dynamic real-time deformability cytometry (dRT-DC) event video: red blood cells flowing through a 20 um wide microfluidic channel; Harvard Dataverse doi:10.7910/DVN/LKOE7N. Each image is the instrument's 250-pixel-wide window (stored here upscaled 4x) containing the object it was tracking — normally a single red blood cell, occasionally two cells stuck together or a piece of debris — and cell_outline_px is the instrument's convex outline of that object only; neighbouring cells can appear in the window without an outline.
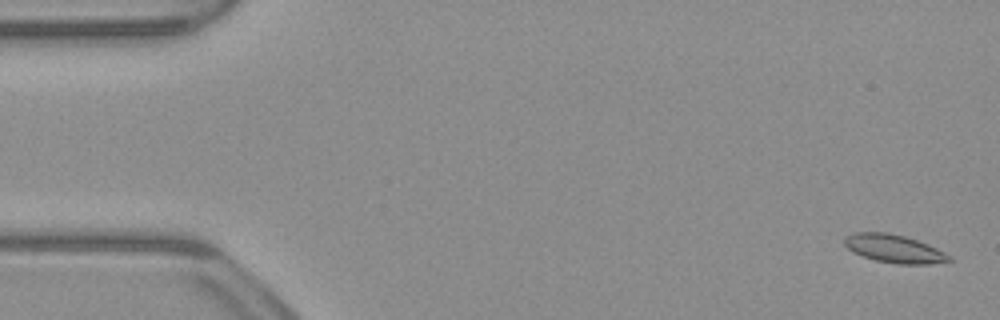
{"species": "common noctule bat (a hibernating species)", "species_latin": "Nyctalus noctula", "temperature_condition": "warm", "stored_images_in_passage": 53, "camera_frame_rate_fps": 3000, "um_per_image_px": 0.085, "animal": {"sex": "male", "body_mass_g": 23.1, "forearm_length_mm": 52.7}, "frame": {"image": 1, "passage_image": 2, "time_ms": 0.333, "image_size_px": [1000, 320], "cell_outline_px": [[952, 260], [928, 264], [896, 264], [876, 260], [852, 252], [844, 244], [844, 236], [856, 232], [888, 232], [904, 236], [928, 244], [952, 256]], "centroid_in_image_um": [75.98, 21.13], "position_along_channel_um": 9.0, "area_um2": 17.11}}
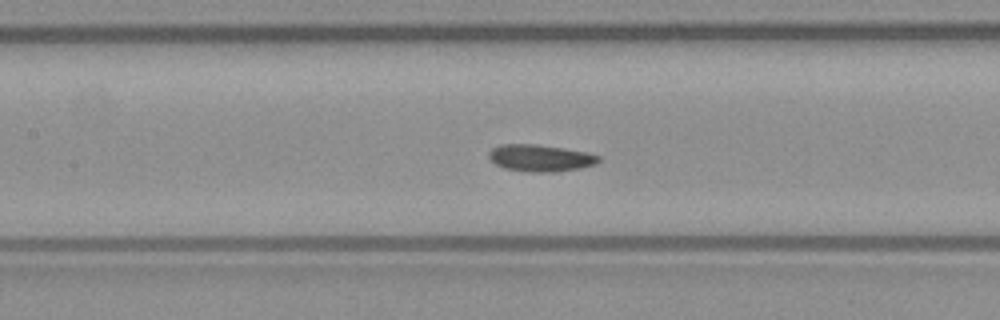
{"frame": {"image": 2, "passage_image": 24, "time_ms": 7.667, "image_size_px": [1000, 320], "cell_outline_px": [[600, 160], [596, 164], [580, 168], [556, 172], [528, 172], [504, 168], [496, 164], [488, 156], [488, 152], [492, 148], [500, 144], [536, 144], [564, 148], [588, 152], [600, 156]], "centroid_in_image_um": [45.94, 13.43], "position_along_channel_um": 161.5, "area_um2": 17.34}}
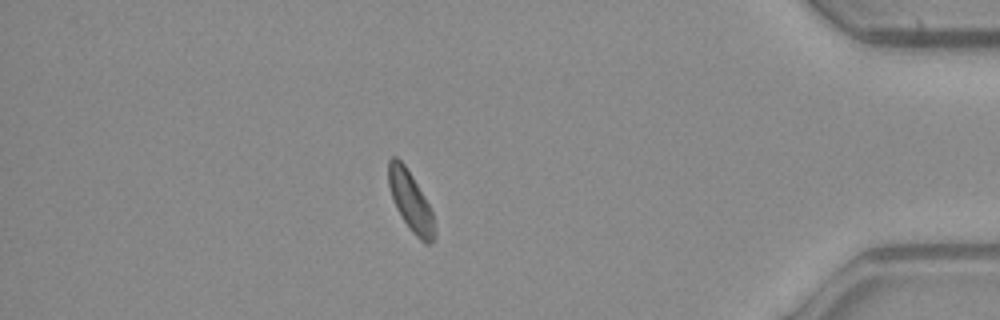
{"frame": {"image": 3, "passage_image": 46, "time_ms": 15.0, "image_size_px": [1000, 320], "cell_outline_px": [[436, 236], [428, 244], [424, 244], [408, 228], [396, 208], [388, 184], [388, 160], [392, 156], [396, 156], [404, 164], [412, 176], [428, 204], [432, 212], [436, 232]], "centroid_in_image_um": [34.89, 17.13], "position_along_channel_um": 400.3, "area_um2": 15.9}, "authors_computed_cell_mechanics": {"area_um2": 16.8198, "velocity_mm_per_s": 3.886, "shape_relaxation_time_tau1_ms": null, "shape_relaxation_time_tau2_ms": 2.9915, "deformation_change_tau1": null, "deformation_change_tau2": 0.0981}}